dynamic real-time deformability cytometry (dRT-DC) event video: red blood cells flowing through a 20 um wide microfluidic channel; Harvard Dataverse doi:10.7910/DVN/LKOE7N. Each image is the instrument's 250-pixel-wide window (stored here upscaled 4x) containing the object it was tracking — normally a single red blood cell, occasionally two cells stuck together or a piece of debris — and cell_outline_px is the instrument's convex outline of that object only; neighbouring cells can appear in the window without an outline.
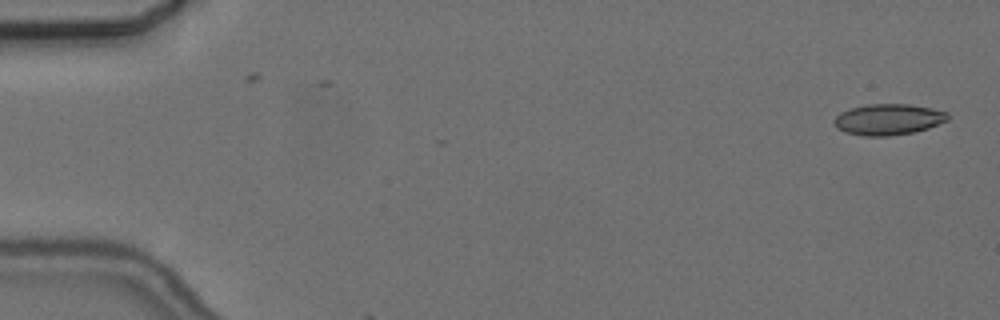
{"species": "common noctule bat (a hibernating species)", "species_latin": "Nyctalus noctula", "temperature_condition": "cold", "stored_images_in_passage": 5, "camera_frame_rate_fps": 3000, "um_per_image_px": 0.085, "animal": {"sex": "female", "body_mass_g": 24.6, "forearm_length_mm": 56.2}, "frame": {"image": 1, "passage_image": 1, "time_ms": 0.0, "image_size_px": [1000, 320], "cell_outline_px": [[948, 120], [928, 128], [912, 132], [888, 136], [864, 136], [844, 132], [836, 128], [832, 124], [832, 120], [840, 112], [852, 108], [868, 104], [908, 104], [932, 108], [948, 112]], "centroid_in_image_um": [75.47, 10.15], "position_along_channel_um": 9.5, "area_um2": 20.63}}
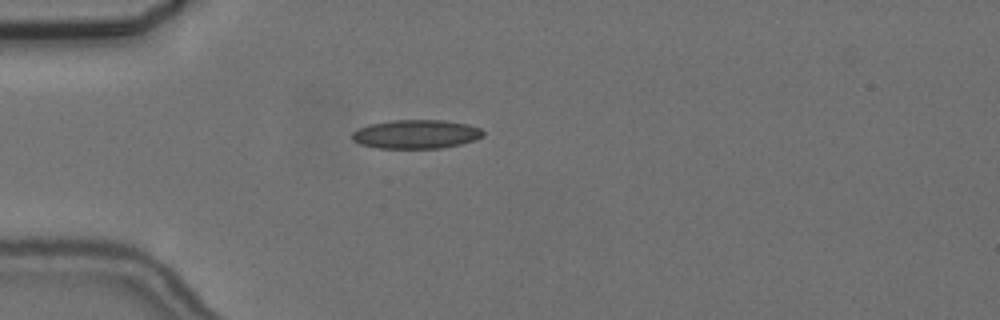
{"frame": {"image": 2, "passage_image": 5, "time_ms": 4.667, "image_size_px": [1000, 320], "cell_outline_px": [[484, 136], [476, 140], [460, 144], [440, 148], [376, 148], [360, 144], [352, 140], [352, 132], [368, 124], [392, 120], [444, 120], [468, 124], [480, 128], [484, 132]], "centroid_in_image_um": [35.37, 11.4], "position_along_channel_um": 49.6, "area_um2": 22.14}}